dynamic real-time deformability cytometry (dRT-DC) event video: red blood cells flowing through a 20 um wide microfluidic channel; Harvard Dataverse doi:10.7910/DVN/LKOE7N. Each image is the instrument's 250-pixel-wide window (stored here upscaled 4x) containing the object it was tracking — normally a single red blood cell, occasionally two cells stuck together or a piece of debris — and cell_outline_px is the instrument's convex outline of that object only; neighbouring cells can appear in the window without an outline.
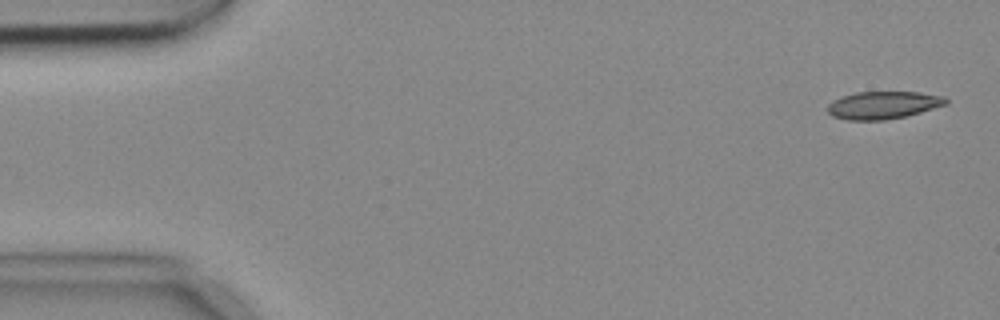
{"species": "common noctule bat (a hibernating species)", "species_latin": "Nyctalus noctula", "temperature_condition": "cold", "stored_images_in_passage": 4, "camera_frame_rate_fps": 3000, "um_per_image_px": 0.085, "animal": {"sex": "female", "body_mass_g": 18.4}, "frame": {"image": 1, "passage_image": 1, "time_ms": 0.0, "image_size_px": [1000, 320], "cell_outline_px": [[948, 104], [920, 112], [904, 116], [884, 120], [848, 120], [832, 116], [828, 112], [828, 104], [832, 100], [856, 92], [920, 92], [944, 96], [948, 100]], "centroid_in_image_um": [75.08, 8.93], "position_along_channel_um": 9.9, "area_um2": 18.96}}
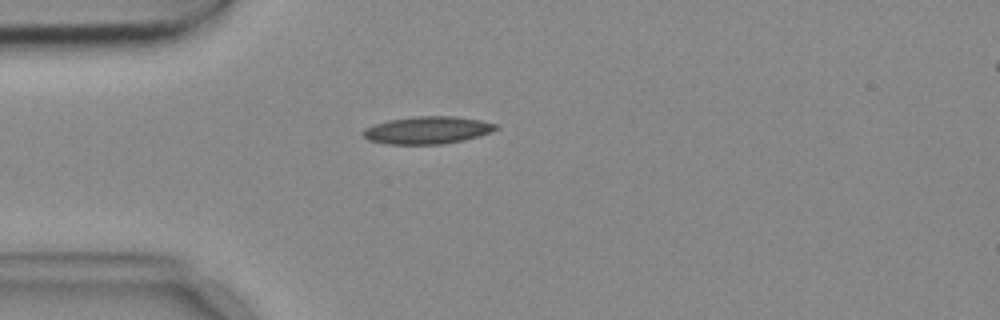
{"frame": {"image": 2, "passage_image": 3, "time_ms": 0.667, "image_size_px": [1000, 320], "cell_outline_px": [[500, 128], [492, 132], [480, 136], [464, 140], [444, 144], [388, 144], [368, 140], [360, 132], [364, 128], [388, 120], [420, 116], [452, 116], [480, 120], [500, 124]], "centroid_in_image_um": [36.38, 11.07], "position_along_channel_um": 48.6, "area_um2": 21.39}}